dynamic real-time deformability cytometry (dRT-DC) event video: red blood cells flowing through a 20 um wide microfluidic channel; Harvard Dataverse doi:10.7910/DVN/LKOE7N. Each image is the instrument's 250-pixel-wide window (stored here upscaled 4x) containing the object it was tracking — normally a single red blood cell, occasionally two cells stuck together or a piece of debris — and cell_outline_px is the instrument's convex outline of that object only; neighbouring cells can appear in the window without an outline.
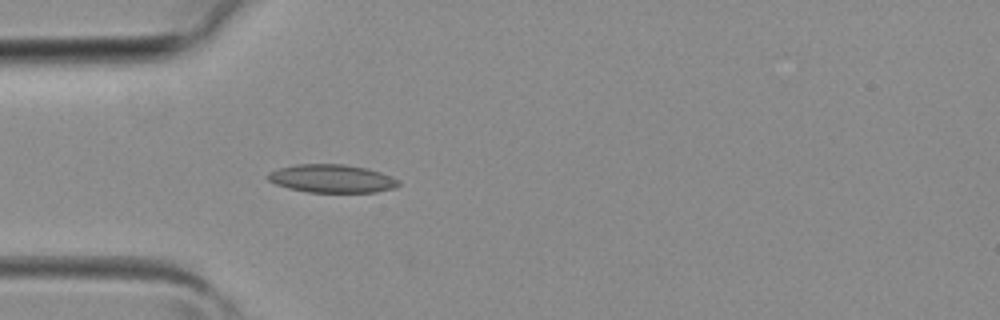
{"species": "common noctule bat (a hibernating species)", "species_latin": "Nyctalus noctula", "temperature_condition": "room temperature", "stored_images_in_passage": 2, "camera_frame_rate_fps": 3000, "um_per_image_px": 0.085, "animal": {"sex": "female", "body_mass_g": 19.3, "forearm_length_mm": 54.1}, "frame": {"image": 1, "passage_image": 2, "time_ms": 0.333, "image_size_px": [1000, 320], "cell_outline_px": [[400, 184], [396, 188], [376, 192], [308, 192], [288, 188], [276, 184], [268, 180], [264, 176], [268, 172], [280, 168], [296, 164], [344, 164], [368, 168], [392, 176], [400, 180]], "centroid_in_image_um": [28.22, 15.18], "position_along_channel_um": 56.8, "area_um2": 21.68}}